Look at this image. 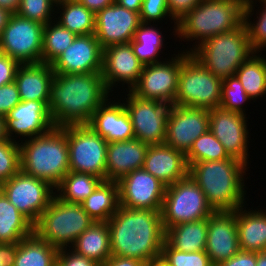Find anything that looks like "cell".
I'll return each mask as SVG.
<instances>
[{"label": "cell", "instance_id": "cell-52", "mask_svg": "<svg viewBox=\"0 0 266 266\" xmlns=\"http://www.w3.org/2000/svg\"><path fill=\"white\" fill-rule=\"evenodd\" d=\"M95 15L107 6H110L115 0H77Z\"/></svg>", "mask_w": 266, "mask_h": 266}, {"label": "cell", "instance_id": "cell-3", "mask_svg": "<svg viewBox=\"0 0 266 266\" xmlns=\"http://www.w3.org/2000/svg\"><path fill=\"white\" fill-rule=\"evenodd\" d=\"M248 168L239 159L201 161L191 164L188 174L214 211H232L247 204L244 176Z\"/></svg>", "mask_w": 266, "mask_h": 266}, {"label": "cell", "instance_id": "cell-53", "mask_svg": "<svg viewBox=\"0 0 266 266\" xmlns=\"http://www.w3.org/2000/svg\"><path fill=\"white\" fill-rule=\"evenodd\" d=\"M120 6L140 14L143 0H115Z\"/></svg>", "mask_w": 266, "mask_h": 266}, {"label": "cell", "instance_id": "cell-9", "mask_svg": "<svg viewBox=\"0 0 266 266\" xmlns=\"http://www.w3.org/2000/svg\"><path fill=\"white\" fill-rule=\"evenodd\" d=\"M213 212L205 194L189 174L166 187L161 208L164 231L177 224L209 218Z\"/></svg>", "mask_w": 266, "mask_h": 266}, {"label": "cell", "instance_id": "cell-56", "mask_svg": "<svg viewBox=\"0 0 266 266\" xmlns=\"http://www.w3.org/2000/svg\"><path fill=\"white\" fill-rule=\"evenodd\" d=\"M256 266H266V251L256 252Z\"/></svg>", "mask_w": 266, "mask_h": 266}, {"label": "cell", "instance_id": "cell-35", "mask_svg": "<svg viewBox=\"0 0 266 266\" xmlns=\"http://www.w3.org/2000/svg\"><path fill=\"white\" fill-rule=\"evenodd\" d=\"M261 55L260 52L254 53L235 73L253 102L266 97V59Z\"/></svg>", "mask_w": 266, "mask_h": 266}, {"label": "cell", "instance_id": "cell-51", "mask_svg": "<svg viewBox=\"0 0 266 266\" xmlns=\"http://www.w3.org/2000/svg\"><path fill=\"white\" fill-rule=\"evenodd\" d=\"M101 266H148L144 261L111 255Z\"/></svg>", "mask_w": 266, "mask_h": 266}, {"label": "cell", "instance_id": "cell-49", "mask_svg": "<svg viewBox=\"0 0 266 266\" xmlns=\"http://www.w3.org/2000/svg\"><path fill=\"white\" fill-rule=\"evenodd\" d=\"M217 266H256V252L240 250L234 257Z\"/></svg>", "mask_w": 266, "mask_h": 266}, {"label": "cell", "instance_id": "cell-16", "mask_svg": "<svg viewBox=\"0 0 266 266\" xmlns=\"http://www.w3.org/2000/svg\"><path fill=\"white\" fill-rule=\"evenodd\" d=\"M117 183L120 206L161 211L167 186L143 168L131 171Z\"/></svg>", "mask_w": 266, "mask_h": 266}, {"label": "cell", "instance_id": "cell-41", "mask_svg": "<svg viewBox=\"0 0 266 266\" xmlns=\"http://www.w3.org/2000/svg\"><path fill=\"white\" fill-rule=\"evenodd\" d=\"M160 260L167 266H213L206 251L181 252L164 241Z\"/></svg>", "mask_w": 266, "mask_h": 266}, {"label": "cell", "instance_id": "cell-19", "mask_svg": "<svg viewBox=\"0 0 266 266\" xmlns=\"http://www.w3.org/2000/svg\"><path fill=\"white\" fill-rule=\"evenodd\" d=\"M144 65L137 59L130 43L114 44L103 49L102 71L106 88L113 95L118 86L130 91L138 82ZM121 84V85H120ZM124 84V85H123Z\"/></svg>", "mask_w": 266, "mask_h": 266}, {"label": "cell", "instance_id": "cell-37", "mask_svg": "<svg viewBox=\"0 0 266 266\" xmlns=\"http://www.w3.org/2000/svg\"><path fill=\"white\" fill-rule=\"evenodd\" d=\"M76 36L55 19L44 25L41 62L51 64L72 44Z\"/></svg>", "mask_w": 266, "mask_h": 266}, {"label": "cell", "instance_id": "cell-1", "mask_svg": "<svg viewBox=\"0 0 266 266\" xmlns=\"http://www.w3.org/2000/svg\"><path fill=\"white\" fill-rule=\"evenodd\" d=\"M112 96L101 72L55 74L48 110L55 127L88 125L93 113Z\"/></svg>", "mask_w": 266, "mask_h": 266}, {"label": "cell", "instance_id": "cell-45", "mask_svg": "<svg viewBox=\"0 0 266 266\" xmlns=\"http://www.w3.org/2000/svg\"><path fill=\"white\" fill-rule=\"evenodd\" d=\"M20 101L19 91L14 81L0 86V116L5 118Z\"/></svg>", "mask_w": 266, "mask_h": 266}, {"label": "cell", "instance_id": "cell-43", "mask_svg": "<svg viewBox=\"0 0 266 266\" xmlns=\"http://www.w3.org/2000/svg\"><path fill=\"white\" fill-rule=\"evenodd\" d=\"M56 4L52 0H21L17 14L46 25L56 18Z\"/></svg>", "mask_w": 266, "mask_h": 266}, {"label": "cell", "instance_id": "cell-7", "mask_svg": "<svg viewBox=\"0 0 266 266\" xmlns=\"http://www.w3.org/2000/svg\"><path fill=\"white\" fill-rule=\"evenodd\" d=\"M93 222L81 204L67 202L55 194L33 225V233L58 249L69 248Z\"/></svg>", "mask_w": 266, "mask_h": 266}, {"label": "cell", "instance_id": "cell-26", "mask_svg": "<svg viewBox=\"0 0 266 266\" xmlns=\"http://www.w3.org/2000/svg\"><path fill=\"white\" fill-rule=\"evenodd\" d=\"M54 76L51 64L43 62L20 64L14 82L21 101H44L48 105Z\"/></svg>", "mask_w": 266, "mask_h": 266}, {"label": "cell", "instance_id": "cell-31", "mask_svg": "<svg viewBox=\"0 0 266 266\" xmlns=\"http://www.w3.org/2000/svg\"><path fill=\"white\" fill-rule=\"evenodd\" d=\"M80 204L95 222H107L120 206L118 183L102 181Z\"/></svg>", "mask_w": 266, "mask_h": 266}, {"label": "cell", "instance_id": "cell-55", "mask_svg": "<svg viewBox=\"0 0 266 266\" xmlns=\"http://www.w3.org/2000/svg\"><path fill=\"white\" fill-rule=\"evenodd\" d=\"M11 15L12 13H10L8 10L0 7V35L2 34L3 29L7 26Z\"/></svg>", "mask_w": 266, "mask_h": 266}, {"label": "cell", "instance_id": "cell-12", "mask_svg": "<svg viewBox=\"0 0 266 266\" xmlns=\"http://www.w3.org/2000/svg\"><path fill=\"white\" fill-rule=\"evenodd\" d=\"M177 53L163 62L145 65L138 82L130 91L141 99L158 100L173 105L181 64L190 54L184 49L178 50Z\"/></svg>", "mask_w": 266, "mask_h": 266}, {"label": "cell", "instance_id": "cell-36", "mask_svg": "<svg viewBox=\"0 0 266 266\" xmlns=\"http://www.w3.org/2000/svg\"><path fill=\"white\" fill-rule=\"evenodd\" d=\"M102 181L89 173L69 171L55 188V194L62 200L80 204Z\"/></svg>", "mask_w": 266, "mask_h": 266}, {"label": "cell", "instance_id": "cell-10", "mask_svg": "<svg viewBox=\"0 0 266 266\" xmlns=\"http://www.w3.org/2000/svg\"><path fill=\"white\" fill-rule=\"evenodd\" d=\"M72 172L89 173L106 181L108 142L89 125L64 126Z\"/></svg>", "mask_w": 266, "mask_h": 266}, {"label": "cell", "instance_id": "cell-59", "mask_svg": "<svg viewBox=\"0 0 266 266\" xmlns=\"http://www.w3.org/2000/svg\"><path fill=\"white\" fill-rule=\"evenodd\" d=\"M55 4H59V3H61V2H64V1H66V0H52Z\"/></svg>", "mask_w": 266, "mask_h": 266}, {"label": "cell", "instance_id": "cell-39", "mask_svg": "<svg viewBox=\"0 0 266 266\" xmlns=\"http://www.w3.org/2000/svg\"><path fill=\"white\" fill-rule=\"evenodd\" d=\"M188 167L196 162L236 159L230 157L222 143L208 130L199 136L185 154Z\"/></svg>", "mask_w": 266, "mask_h": 266}, {"label": "cell", "instance_id": "cell-58", "mask_svg": "<svg viewBox=\"0 0 266 266\" xmlns=\"http://www.w3.org/2000/svg\"><path fill=\"white\" fill-rule=\"evenodd\" d=\"M148 266H167L165 263H163L160 259L155 260L151 262Z\"/></svg>", "mask_w": 266, "mask_h": 266}, {"label": "cell", "instance_id": "cell-38", "mask_svg": "<svg viewBox=\"0 0 266 266\" xmlns=\"http://www.w3.org/2000/svg\"><path fill=\"white\" fill-rule=\"evenodd\" d=\"M258 2L261 5H257ZM256 5L261 7V8L258 7V10H257L258 12L255 10V7L257 8ZM254 14L256 18H253ZM251 18L253 22L250 21ZM244 23L248 30V36H249L252 49L257 53L258 52L262 53L263 50L265 52L266 50V0H246L245 7H244Z\"/></svg>", "mask_w": 266, "mask_h": 266}, {"label": "cell", "instance_id": "cell-15", "mask_svg": "<svg viewBox=\"0 0 266 266\" xmlns=\"http://www.w3.org/2000/svg\"><path fill=\"white\" fill-rule=\"evenodd\" d=\"M247 115L221 107L209 110V130L222 143L230 157L249 166V129Z\"/></svg>", "mask_w": 266, "mask_h": 266}, {"label": "cell", "instance_id": "cell-30", "mask_svg": "<svg viewBox=\"0 0 266 266\" xmlns=\"http://www.w3.org/2000/svg\"><path fill=\"white\" fill-rule=\"evenodd\" d=\"M164 37L158 25L141 22L135 31L134 38L129 43L137 59L145 66L167 59L160 56L164 53L163 49L167 45L164 43Z\"/></svg>", "mask_w": 266, "mask_h": 266}, {"label": "cell", "instance_id": "cell-23", "mask_svg": "<svg viewBox=\"0 0 266 266\" xmlns=\"http://www.w3.org/2000/svg\"><path fill=\"white\" fill-rule=\"evenodd\" d=\"M114 98L109 97L93 113L88 125L108 143L132 140L135 136L129 113L121 99Z\"/></svg>", "mask_w": 266, "mask_h": 266}, {"label": "cell", "instance_id": "cell-21", "mask_svg": "<svg viewBox=\"0 0 266 266\" xmlns=\"http://www.w3.org/2000/svg\"><path fill=\"white\" fill-rule=\"evenodd\" d=\"M103 48L94 34L77 35L52 63L55 74H87L102 71Z\"/></svg>", "mask_w": 266, "mask_h": 266}, {"label": "cell", "instance_id": "cell-48", "mask_svg": "<svg viewBox=\"0 0 266 266\" xmlns=\"http://www.w3.org/2000/svg\"><path fill=\"white\" fill-rule=\"evenodd\" d=\"M202 0H167L169 13L176 22L196 7Z\"/></svg>", "mask_w": 266, "mask_h": 266}, {"label": "cell", "instance_id": "cell-47", "mask_svg": "<svg viewBox=\"0 0 266 266\" xmlns=\"http://www.w3.org/2000/svg\"><path fill=\"white\" fill-rule=\"evenodd\" d=\"M20 63L6 54L0 53V86L12 83Z\"/></svg>", "mask_w": 266, "mask_h": 266}, {"label": "cell", "instance_id": "cell-50", "mask_svg": "<svg viewBox=\"0 0 266 266\" xmlns=\"http://www.w3.org/2000/svg\"><path fill=\"white\" fill-rule=\"evenodd\" d=\"M18 243H0V266H14Z\"/></svg>", "mask_w": 266, "mask_h": 266}, {"label": "cell", "instance_id": "cell-25", "mask_svg": "<svg viewBox=\"0 0 266 266\" xmlns=\"http://www.w3.org/2000/svg\"><path fill=\"white\" fill-rule=\"evenodd\" d=\"M148 147L136 138L108 143L106 180L117 182L131 171L142 169Z\"/></svg>", "mask_w": 266, "mask_h": 266}, {"label": "cell", "instance_id": "cell-24", "mask_svg": "<svg viewBox=\"0 0 266 266\" xmlns=\"http://www.w3.org/2000/svg\"><path fill=\"white\" fill-rule=\"evenodd\" d=\"M143 169L169 186L186 177L189 167L183 152L163 143L149 145Z\"/></svg>", "mask_w": 266, "mask_h": 266}, {"label": "cell", "instance_id": "cell-20", "mask_svg": "<svg viewBox=\"0 0 266 266\" xmlns=\"http://www.w3.org/2000/svg\"><path fill=\"white\" fill-rule=\"evenodd\" d=\"M140 23L138 12L114 2L95 15L94 35L103 49L114 44H126L134 38Z\"/></svg>", "mask_w": 266, "mask_h": 266}, {"label": "cell", "instance_id": "cell-4", "mask_svg": "<svg viewBox=\"0 0 266 266\" xmlns=\"http://www.w3.org/2000/svg\"><path fill=\"white\" fill-rule=\"evenodd\" d=\"M246 0H202L177 22L176 39L193 42L191 52L204 40L231 31L244 22Z\"/></svg>", "mask_w": 266, "mask_h": 266}, {"label": "cell", "instance_id": "cell-29", "mask_svg": "<svg viewBox=\"0 0 266 266\" xmlns=\"http://www.w3.org/2000/svg\"><path fill=\"white\" fill-rule=\"evenodd\" d=\"M208 218L169 227L165 241L181 252L203 251L206 248Z\"/></svg>", "mask_w": 266, "mask_h": 266}, {"label": "cell", "instance_id": "cell-57", "mask_svg": "<svg viewBox=\"0 0 266 266\" xmlns=\"http://www.w3.org/2000/svg\"><path fill=\"white\" fill-rule=\"evenodd\" d=\"M6 139L5 118L0 116V142Z\"/></svg>", "mask_w": 266, "mask_h": 266}, {"label": "cell", "instance_id": "cell-2", "mask_svg": "<svg viewBox=\"0 0 266 266\" xmlns=\"http://www.w3.org/2000/svg\"><path fill=\"white\" fill-rule=\"evenodd\" d=\"M107 225L112 255L135 258L147 265L160 259L165 241L161 211L119 206Z\"/></svg>", "mask_w": 266, "mask_h": 266}, {"label": "cell", "instance_id": "cell-5", "mask_svg": "<svg viewBox=\"0 0 266 266\" xmlns=\"http://www.w3.org/2000/svg\"><path fill=\"white\" fill-rule=\"evenodd\" d=\"M20 146V170L56 188L70 171L67 135L63 127H54L44 135L23 140Z\"/></svg>", "mask_w": 266, "mask_h": 266}, {"label": "cell", "instance_id": "cell-44", "mask_svg": "<svg viewBox=\"0 0 266 266\" xmlns=\"http://www.w3.org/2000/svg\"><path fill=\"white\" fill-rule=\"evenodd\" d=\"M171 18V24L174 23L172 26L174 29L172 33L176 37V28L177 22L172 19L169 10H168V2L167 0H143L142 8L140 11V21L142 23H162V21L166 18Z\"/></svg>", "mask_w": 266, "mask_h": 266}, {"label": "cell", "instance_id": "cell-8", "mask_svg": "<svg viewBox=\"0 0 266 266\" xmlns=\"http://www.w3.org/2000/svg\"><path fill=\"white\" fill-rule=\"evenodd\" d=\"M221 85V79L189 54L181 64L173 105L209 110L219 107Z\"/></svg>", "mask_w": 266, "mask_h": 266}, {"label": "cell", "instance_id": "cell-17", "mask_svg": "<svg viewBox=\"0 0 266 266\" xmlns=\"http://www.w3.org/2000/svg\"><path fill=\"white\" fill-rule=\"evenodd\" d=\"M54 127L44 101H20L5 117L6 138L16 142L44 135Z\"/></svg>", "mask_w": 266, "mask_h": 266}, {"label": "cell", "instance_id": "cell-28", "mask_svg": "<svg viewBox=\"0 0 266 266\" xmlns=\"http://www.w3.org/2000/svg\"><path fill=\"white\" fill-rule=\"evenodd\" d=\"M69 248L102 265L112 255L107 222H93Z\"/></svg>", "mask_w": 266, "mask_h": 266}, {"label": "cell", "instance_id": "cell-54", "mask_svg": "<svg viewBox=\"0 0 266 266\" xmlns=\"http://www.w3.org/2000/svg\"><path fill=\"white\" fill-rule=\"evenodd\" d=\"M21 5V0H0V7L8 10L10 13H17Z\"/></svg>", "mask_w": 266, "mask_h": 266}, {"label": "cell", "instance_id": "cell-18", "mask_svg": "<svg viewBox=\"0 0 266 266\" xmlns=\"http://www.w3.org/2000/svg\"><path fill=\"white\" fill-rule=\"evenodd\" d=\"M209 130V109L172 105L165 144L186 154L193 142Z\"/></svg>", "mask_w": 266, "mask_h": 266}, {"label": "cell", "instance_id": "cell-42", "mask_svg": "<svg viewBox=\"0 0 266 266\" xmlns=\"http://www.w3.org/2000/svg\"><path fill=\"white\" fill-rule=\"evenodd\" d=\"M19 142L5 139L0 142V185L20 171Z\"/></svg>", "mask_w": 266, "mask_h": 266}, {"label": "cell", "instance_id": "cell-32", "mask_svg": "<svg viewBox=\"0 0 266 266\" xmlns=\"http://www.w3.org/2000/svg\"><path fill=\"white\" fill-rule=\"evenodd\" d=\"M33 234V224L0 190V243H18Z\"/></svg>", "mask_w": 266, "mask_h": 266}, {"label": "cell", "instance_id": "cell-40", "mask_svg": "<svg viewBox=\"0 0 266 266\" xmlns=\"http://www.w3.org/2000/svg\"><path fill=\"white\" fill-rule=\"evenodd\" d=\"M252 101L243 88L236 75L230 76L222 81L221 99L219 107L231 112L246 115L247 103Z\"/></svg>", "mask_w": 266, "mask_h": 266}, {"label": "cell", "instance_id": "cell-11", "mask_svg": "<svg viewBox=\"0 0 266 266\" xmlns=\"http://www.w3.org/2000/svg\"><path fill=\"white\" fill-rule=\"evenodd\" d=\"M124 91L125 98L120 99L129 113L135 138L148 145L163 144L172 104L141 99L128 90L126 95Z\"/></svg>", "mask_w": 266, "mask_h": 266}, {"label": "cell", "instance_id": "cell-34", "mask_svg": "<svg viewBox=\"0 0 266 266\" xmlns=\"http://www.w3.org/2000/svg\"><path fill=\"white\" fill-rule=\"evenodd\" d=\"M55 13V20L76 35L95 33V14L77 0H66L56 4Z\"/></svg>", "mask_w": 266, "mask_h": 266}, {"label": "cell", "instance_id": "cell-14", "mask_svg": "<svg viewBox=\"0 0 266 266\" xmlns=\"http://www.w3.org/2000/svg\"><path fill=\"white\" fill-rule=\"evenodd\" d=\"M0 190L33 225L55 195V188L49 183L25 174L21 170L2 183Z\"/></svg>", "mask_w": 266, "mask_h": 266}, {"label": "cell", "instance_id": "cell-22", "mask_svg": "<svg viewBox=\"0 0 266 266\" xmlns=\"http://www.w3.org/2000/svg\"><path fill=\"white\" fill-rule=\"evenodd\" d=\"M205 251L213 266L234 257L239 251L237 209L214 211L208 218Z\"/></svg>", "mask_w": 266, "mask_h": 266}, {"label": "cell", "instance_id": "cell-6", "mask_svg": "<svg viewBox=\"0 0 266 266\" xmlns=\"http://www.w3.org/2000/svg\"><path fill=\"white\" fill-rule=\"evenodd\" d=\"M254 53L244 22L231 31L204 40L190 52L222 81L235 75L237 69Z\"/></svg>", "mask_w": 266, "mask_h": 266}, {"label": "cell", "instance_id": "cell-33", "mask_svg": "<svg viewBox=\"0 0 266 266\" xmlns=\"http://www.w3.org/2000/svg\"><path fill=\"white\" fill-rule=\"evenodd\" d=\"M58 250L33 233L18 242L14 266H57Z\"/></svg>", "mask_w": 266, "mask_h": 266}, {"label": "cell", "instance_id": "cell-27", "mask_svg": "<svg viewBox=\"0 0 266 266\" xmlns=\"http://www.w3.org/2000/svg\"><path fill=\"white\" fill-rule=\"evenodd\" d=\"M246 205L237 209L239 248L250 252L266 251V210L257 207V210H247Z\"/></svg>", "mask_w": 266, "mask_h": 266}, {"label": "cell", "instance_id": "cell-13", "mask_svg": "<svg viewBox=\"0 0 266 266\" xmlns=\"http://www.w3.org/2000/svg\"><path fill=\"white\" fill-rule=\"evenodd\" d=\"M44 25L12 14L0 35V50L20 64L40 63Z\"/></svg>", "mask_w": 266, "mask_h": 266}, {"label": "cell", "instance_id": "cell-46", "mask_svg": "<svg viewBox=\"0 0 266 266\" xmlns=\"http://www.w3.org/2000/svg\"><path fill=\"white\" fill-rule=\"evenodd\" d=\"M57 266H101L87 257L75 253L70 248H60L57 253Z\"/></svg>", "mask_w": 266, "mask_h": 266}]
</instances>
